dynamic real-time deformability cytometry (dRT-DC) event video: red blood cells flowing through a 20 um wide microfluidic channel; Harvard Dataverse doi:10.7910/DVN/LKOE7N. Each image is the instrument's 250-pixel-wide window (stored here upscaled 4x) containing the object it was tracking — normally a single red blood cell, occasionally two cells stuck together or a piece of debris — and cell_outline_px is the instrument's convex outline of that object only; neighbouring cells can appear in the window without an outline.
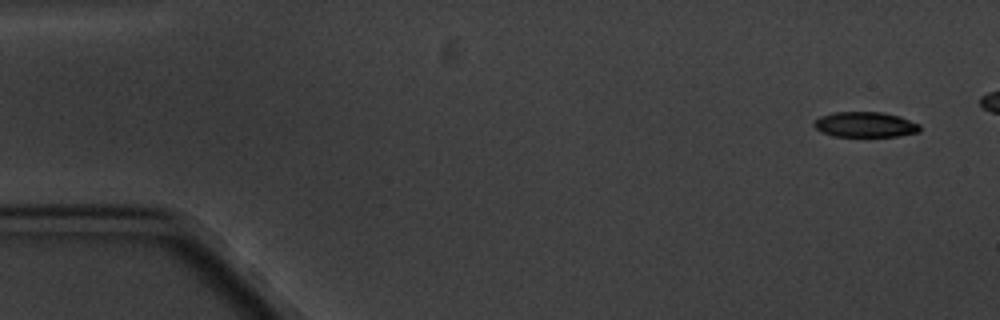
{"species": "common noctule bat (a hibernating species)", "species_latin": "Nyctalus noctula", "temperature_condition": "cold", "stored_images_in_passage": 6, "camera_frame_rate_fps": 3000, "um_per_image_px": 0.085, "animal": {"sex": "male", "body_mass_g": 20.1, "forearm_length_mm": 53.5}, "frame": {"image": 1, "passage_image": 1, "time_ms": 0.0, "image_size_px": [1000, 320], "cell_outline_px": [[920, 132], [896, 136], [832, 136], [820, 132], [812, 124], [820, 116], [836, 112], [880, 112], [900, 116], [920, 124]], "centroid_in_image_um": [73.54, 10.59], "position_along_channel_um": 11.5, "area_um2": 15.61}}